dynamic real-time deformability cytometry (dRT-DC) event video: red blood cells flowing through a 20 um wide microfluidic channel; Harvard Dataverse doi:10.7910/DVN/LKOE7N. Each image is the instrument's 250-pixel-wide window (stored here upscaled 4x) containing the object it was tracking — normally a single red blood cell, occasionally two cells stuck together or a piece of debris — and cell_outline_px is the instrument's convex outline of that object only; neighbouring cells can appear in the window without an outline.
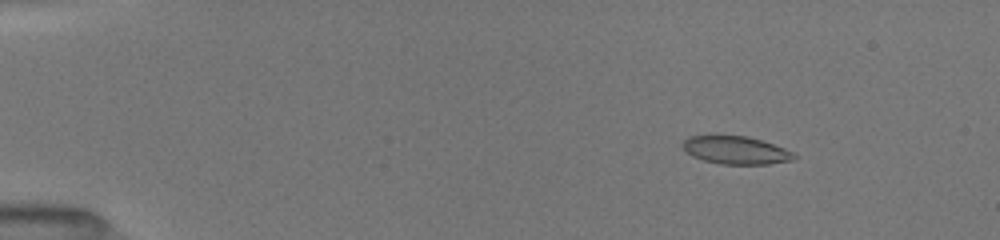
{"species": "common noctule bat (a hibernating species)", "species_latin": "Nyctalus noctula", "temperature_condition": "room temperature", "stored_images_in_passage": 18, "camera_frame_rate_fps": 3000, "um_per_image_px": 0.085, "animal": {"sex": "female", "body_mass_g": 19.5, "forearm_length_mm": 54.1}, "frame": {"image": 1, "passage_image": 4, "time_ms": 2.0, "image_size_px": [1000, 240], "cell_outline_px": [[796, 156], [792, 160], [768, 164], [720, 164], [704, 160], [692, 156], [680, 144], [688, 136], [748, 136], [784, 148], [792, 152]], "centroid_in_image_um": [62.52, 12.77], "position_along_channel_um": 22.5, "area_um2": 17.86}}
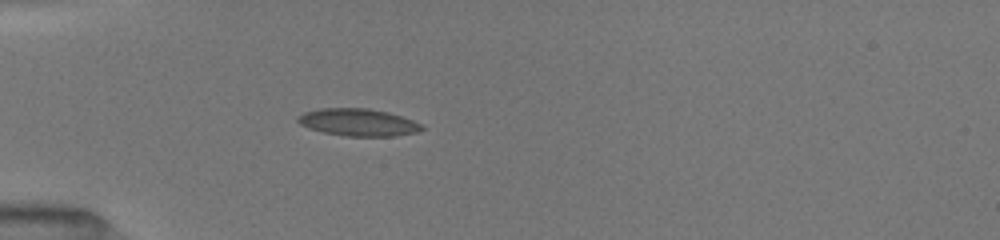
{"frame": {"image": 2, "passage_image": 14, "time_ms": 5.0, "image_size_px": [1000, 240], "cell_outline_px": [[424, 128], [416, 132], [392, 136], [344, 136], [324, 132], [308, 128], [300, 124], [296, 120], [304, 112], [320, 108], [368, 108], [388, 112], [412, 120], [420, 124]], "centroid_in_image_um": [30.41, 10.39], "position_along_channel_um": 54.6, "area_um2": 19.54}}